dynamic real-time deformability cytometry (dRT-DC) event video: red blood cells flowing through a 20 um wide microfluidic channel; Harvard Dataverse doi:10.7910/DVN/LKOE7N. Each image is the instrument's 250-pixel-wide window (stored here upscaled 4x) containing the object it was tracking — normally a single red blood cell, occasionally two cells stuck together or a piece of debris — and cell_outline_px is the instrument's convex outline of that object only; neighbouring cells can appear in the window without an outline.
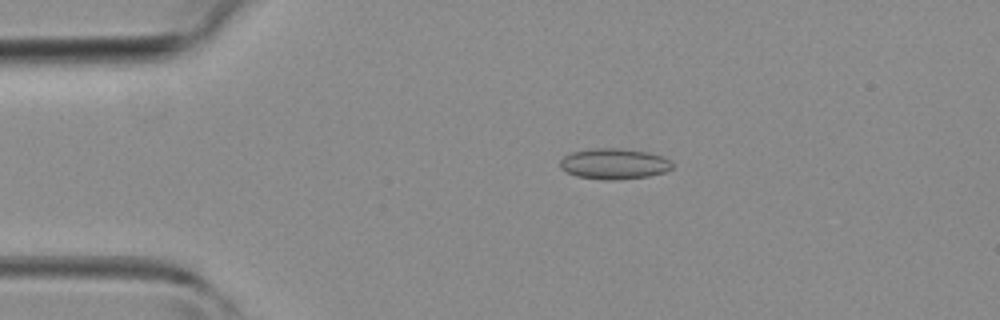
{"species": "common noctule bat (a hibernating species)", "species_latin": "Nyctalus noctula", "temperature_condition": "room temperature", "stored_images_in_passage": 40, "camera_frame_rate_fps": 3000, "um_per_image_px": 0.085, "animal": {"sex": "female", "body_mass_g": 19.3, "forearm_length_mm": 54.1}, "frame": {"image": 1, "passage_image": 5, "time_ms": 1.333, "image_size_px": [1000, 320], "cell_outline_px": [[672, 168], [664, 172], [648, 176], [620, 180], [604, 180], [576, 176], [560, 168], [560, 160], [564, 156], [572, 152], [592, 148], [620, 148], [648, 152], [664, 156], [672, 160]], "centroid_in_image_um": [52.22, 13.92], "position_along_channel_um": 32.8, "area_um2": 20.29}}
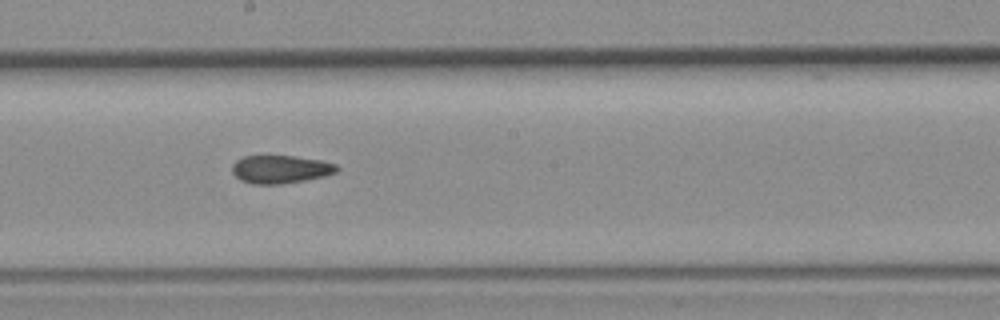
{"frame": {"image": 2, "passage_image": 20, "time_ms": 6.333, "image_size_px": [1000, 320], "cell_outline_px": [[340, 168], [336, 172], [324, 176], [304, 180], [280, 184], [252, 184], [240, 180], [232, 172], [232, 164], [236, 160], [244, 156], [292, 156], [320, 160], [336, 164]], "centroid_in_image_um": [23.82, 14.39], "position_along_channel_um": 224.4, "area_um2": 17.05}}
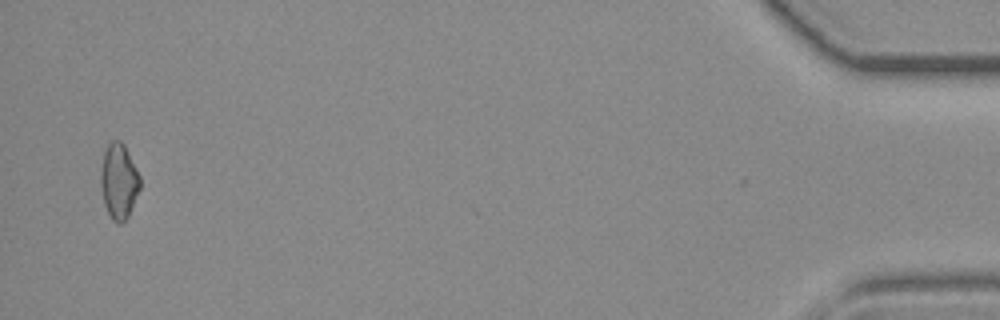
{"frame": {"image": 3, "passage_image": 39, "time_ms": 12.667, "image_size_px": [1000, 320], "cell_outline_px": [[140, 188], [128, 216], [120, 224], [116, 224], [112, 220], [104, 204], [100, 184], [100, 168], [104, 152], [108, 144], [112, 140], [120, 140], [124, 144], [140, 176]], "centroid_in_image_um": [10.08, 15.4], "position_along_channel_um": 425.1, "area_um2": 17.28}}